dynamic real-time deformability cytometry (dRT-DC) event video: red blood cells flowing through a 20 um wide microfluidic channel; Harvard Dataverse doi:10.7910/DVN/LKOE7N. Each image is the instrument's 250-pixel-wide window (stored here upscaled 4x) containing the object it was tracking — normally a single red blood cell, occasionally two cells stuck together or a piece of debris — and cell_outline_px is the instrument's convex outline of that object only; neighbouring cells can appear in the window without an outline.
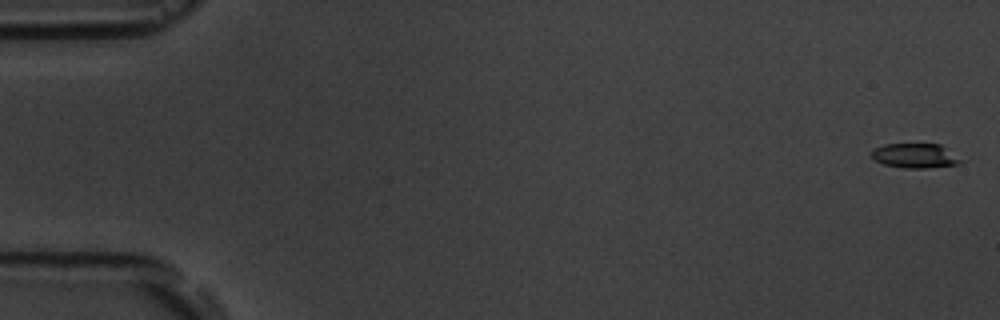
{"species": "common noctule bat (a hibernating species)", "species_latin": "Nyctalus noctula", "temperature_condition": "room temperature", "stored_images_in_passage": 12, "camera_frame_rate_fps": 3000, "um_per_image_px": 0.085, "animal": {"sex": "male", "body_mass_g": 19.5, "forearm_length_mm": 54.6}, "frame": {"image": 1, "passage_image": 1, "time_ms": 0.0, "image_size_px": [1000, 320], "cell_outline_px": [[964, 160], [960, 164], [928, 168], [904, 168], [884, 164], [872, 160], [872, 152], [876, 148], [884, 144], [940, 144]], "centroid_in_image_um": [77.81, 13.25], "position_along_channel_um": 7.2, "area_um2": 12.83}}
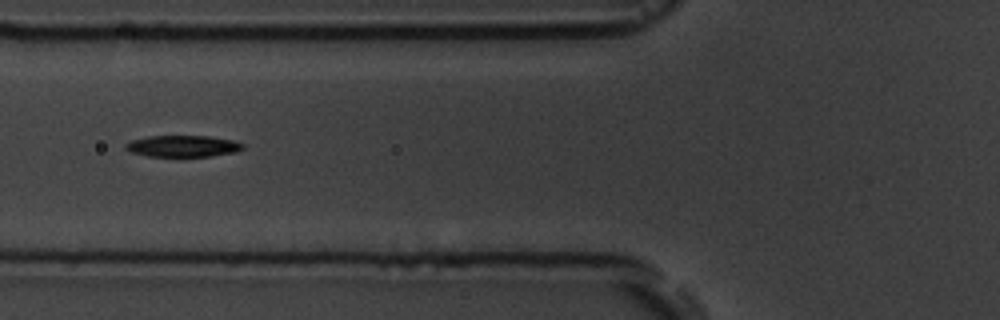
{"frame": {"image": 2, "passage_image": 7, "time_ms": 7.0, "image_size_px": [1000, 320], "cell_outline_px": [[244, 148], [236, 152], [208, 156], [148, 156], [132, 152], [124, 148], [124, 144], [132, 140], [148, 136], [208, 136], [232, 140], [244, 144]], "centroid_in_image_um": [15.53, 12.41], "position_along_channel_um": 110.3, "area_um2": 14.57}}
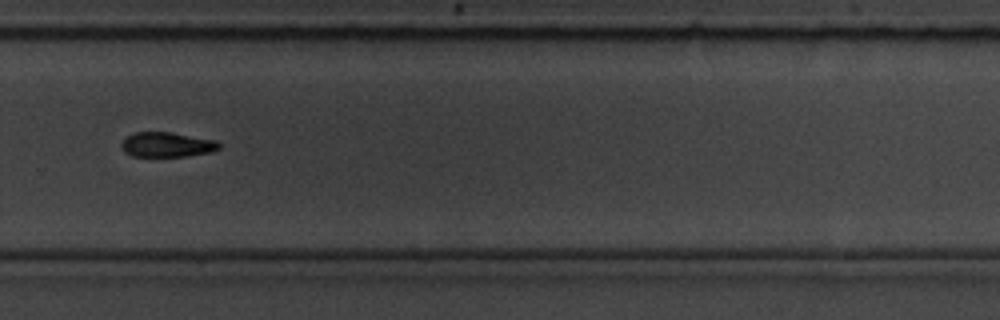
{"frame": {"image": 3, "passage_image": 12, "time_ms": 12.667, "image_size_px": [1000, 320], "cell_outline_px": [[220, 148], [212, 152], [184, 156], [132, 156], [124, 152], [120, 144], [128, 136], [136, 132], [172, 132], [216, 140], [220, 144]], "centroid_in_image_um": [14.2, 12.29], "position_along_channel_um": 315.6, "area_um2": 14.1}}